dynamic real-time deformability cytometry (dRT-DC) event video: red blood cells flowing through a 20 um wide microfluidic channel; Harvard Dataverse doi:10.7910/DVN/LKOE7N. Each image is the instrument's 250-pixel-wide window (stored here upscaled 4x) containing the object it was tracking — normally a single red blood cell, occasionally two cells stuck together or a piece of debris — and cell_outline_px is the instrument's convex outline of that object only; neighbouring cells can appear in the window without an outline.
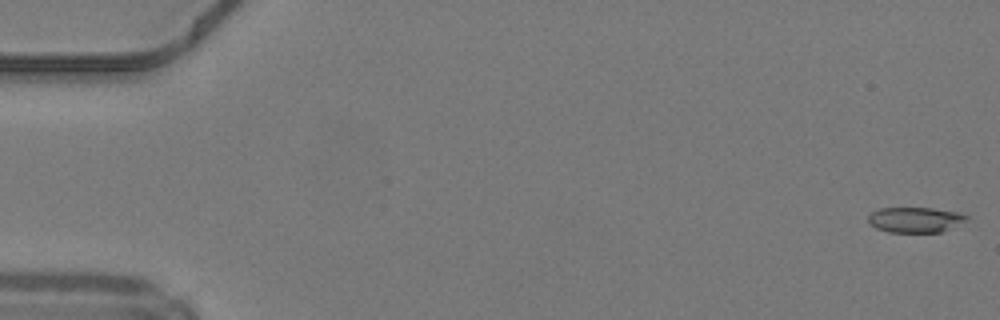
{"species": "common noctule bat (a hibernating species)", "species_latin": "Nyctalus noctula", "temperature_condition": "warm", "stored_images_in_passage": 23, "camera_frame_rate_fps": 3000, "um_per_image_px": 0.085, "animal": {"sex": "male", "body_mass_g": 19.2, "forearm_length_mm": 51.8}, "frame": {"image": 1, "passage_image": 1, "time_ms": 0.0, "image_size_px": [1000, 320], "cell_outline_px": [[968, 220], [940, 232], [888, 232], [876, 228], [868, 220], [868, 216], [872, 212], [880, 208], [932, 208], [956, 212], [968, 216]], "centroid_in_image_um": [77.78, 18.68], "position_along_channel_um": 7.2, "area_um2": 14.33}}
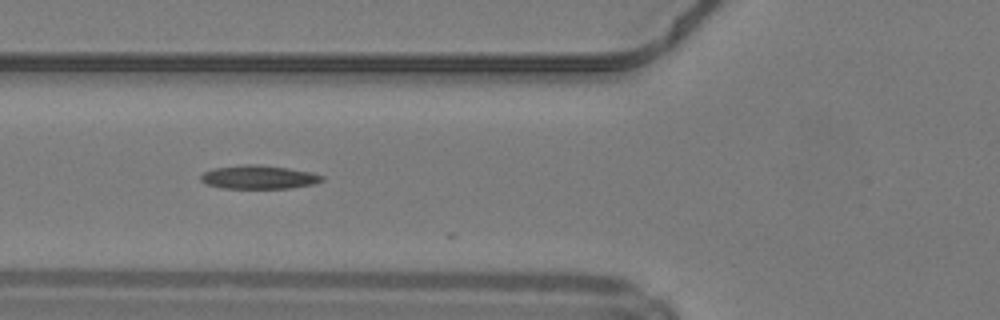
{"frame": {"image": 2, "passage_image": 19, "time_ms": 6.0, "image_size_px": [1000, 320], "cell_outline_px": [[324, 180], [312, 184], [292, 188], [224, 188], [208, 184], [200, 180], [200, 176], [204, 172], [212, 168], [244, 164], [256, 164], [288, 168], [312, 172], [324, 176]], "centroid_in_image_um": [22.0, 15.05], "position_along_channel_um": 103.8, "area_um2": 16.65}}
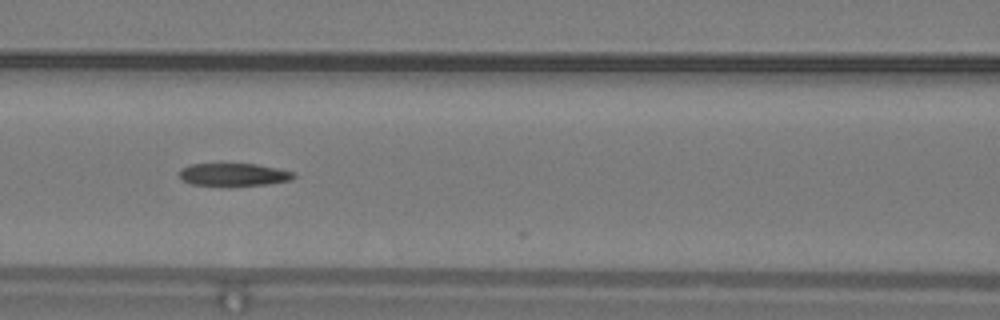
{"frame": {"image": 3, "passage_image": 22, "time_ms": 7.0, "image_size_px": [1000, 320], "cell_outline_px": [[296, 176], [288, 180], [268, 184], [192, 184], [180, 180], [180, 168], [192, 164], [256, 164], [296, 172]], "centroid_in_image_um": [19.86, 14.81], "position_along_channel_um": 146.7, "area_um2": 14.62}}